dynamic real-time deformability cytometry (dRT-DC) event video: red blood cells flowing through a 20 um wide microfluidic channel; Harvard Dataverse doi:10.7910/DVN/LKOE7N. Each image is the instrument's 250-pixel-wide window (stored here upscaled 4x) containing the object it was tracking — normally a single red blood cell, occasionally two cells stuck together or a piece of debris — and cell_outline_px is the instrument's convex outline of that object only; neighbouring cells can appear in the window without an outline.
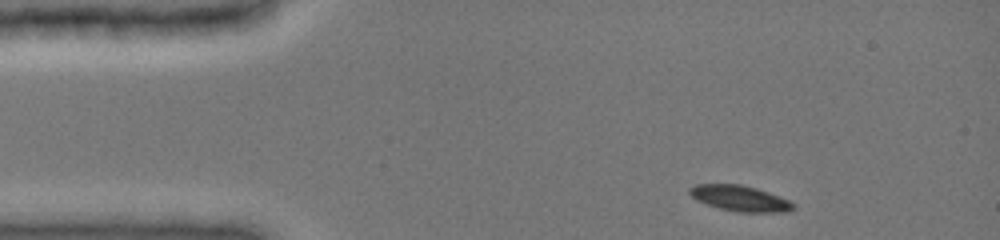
{"species": "common noctule bat (a hibernating species)", "species_latin": "Nyctalus noctula", "temperature_condition": "cold", "stored_images_in_passage": 14, "camera_frame_rate_fps": 3000, "um_per_image_px": 0.085, "animal": {"sex": "female", "body_mass_g": 19.0, "forearm_length_mm": 51.5}, "frame": {"image": 1, "passage_image": 1, "time_ms": 0.0, "image_size_px": [1000, 240], "cell_outline_px": [[796, 208], [788, 212], [736, 212], [720, 208], [696, 200], [688, 192], [688, 188], [696, 184], [740, 184], [756, 188], [768, 192], [788, 200], [796, 204]], "centroid_in_image_um": [62.91, 16.86], "position_along_channel_um": 22.1, "area_um2": 15.55}}
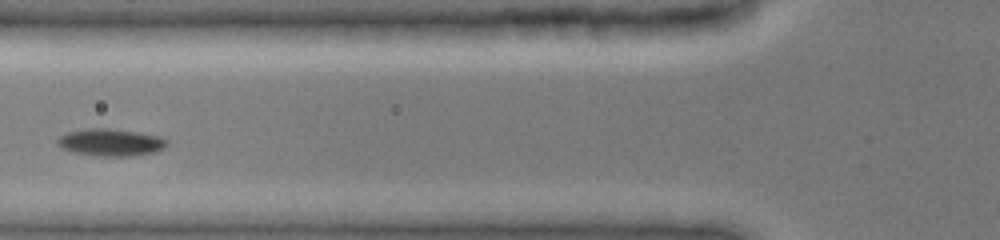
{"frame": {"image": 2, "passage_image": 8, "time_ms": 4.0, "image_size_px": [1000, 240], "cell_outline_px": [[168, 144], [164, 148], [152, 152], [132, 156], [96, 156], [76, 152], [60, 148], [56, 144], [56, 140], [60, 136], [68, 132], [88, 128], [108, 128], [136, 132], [160, 136], [168, 140]], "centroid_in_image_um": [9.39, 12.1], "position_along_channel_um": 116.4, "area_um2": 17.34}}
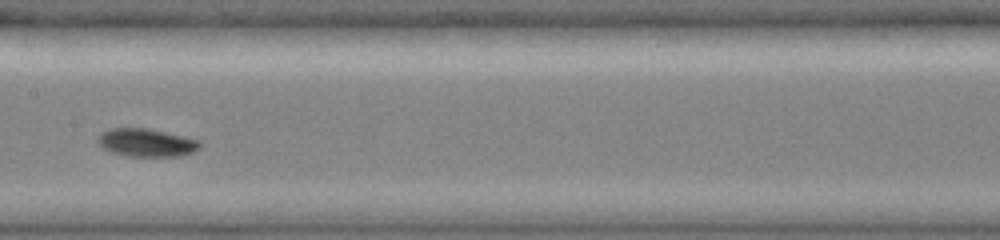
{"frame": {"image": 3, "passage_image": 12, "time_ms": 6.0, "image_size_px": [1000, 240], "cell_outline_px": [[204, 144], [200, 148], [192, 152], [180, 156], [128, 156], [112, 152], [104, 148], [96, 140], [104, 132], [112, 128], [148, 128], [184, 136], [200, 140]], "centroid_in_image_um": [12.52, 12.12], "position_along_channel_um": 194.9, "area_um2": 16.59}}